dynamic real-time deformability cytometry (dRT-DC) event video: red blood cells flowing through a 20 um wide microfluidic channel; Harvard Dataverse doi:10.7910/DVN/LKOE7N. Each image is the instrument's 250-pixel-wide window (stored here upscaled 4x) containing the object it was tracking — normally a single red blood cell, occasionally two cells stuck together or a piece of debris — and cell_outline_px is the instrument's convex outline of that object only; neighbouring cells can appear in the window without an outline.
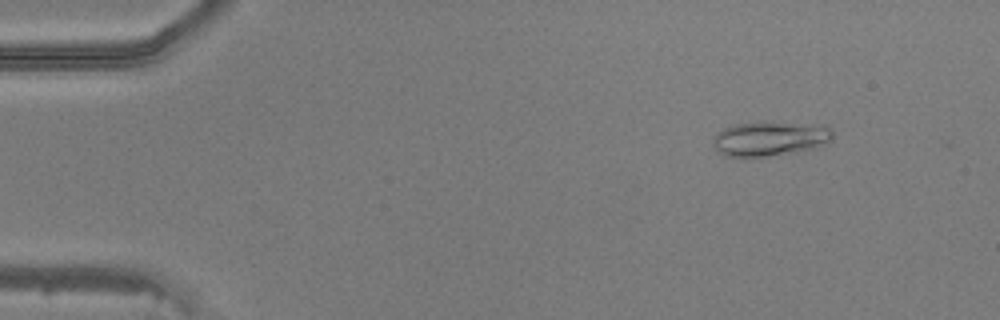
{"species": "common noctule bat (a hibernating species)", "species_latin": "Nyctalus noctula", "temperature_condition": "warm", "stored_images_in_passage": 7, "camera_frame_rate_fps": 3000, "um_per_image_px": 0.085, "animal": {"sex": "male", "body_mass_g": 20.5, "forearm_length_mm": 52.5}, "frame": {"image": 1, "passage_image": 6, "time_ms": 1.667, "image_size_px": [1000, 320], "cell_outline_px": [[832, 140], [816, 148], [768, 156], [724, 156], [716, 152], [712, 144], [712, 140], [716, 132], [724, 128], [736, 124], [764, 120], [828, 124], [832, 128]], "centroid_in_image_um": [65.47, 11.74], "position_along_channel_um": 19.5, "area_um2": 25.03}}